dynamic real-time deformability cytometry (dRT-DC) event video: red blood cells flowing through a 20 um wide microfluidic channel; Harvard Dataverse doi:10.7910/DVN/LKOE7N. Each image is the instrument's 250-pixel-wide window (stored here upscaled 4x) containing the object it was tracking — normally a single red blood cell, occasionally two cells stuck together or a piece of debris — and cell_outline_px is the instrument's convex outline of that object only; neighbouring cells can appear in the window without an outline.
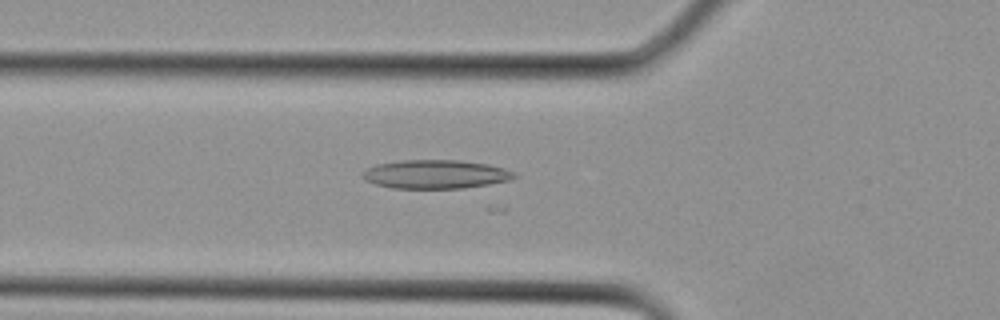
{"species": "Egyptian fruit bat (a non-hibernating species)", "species_latin": "Rousettus aegyptiacus", "temperature_condition": "cold", "stored_images_in_passage": 13, "camera_frame_rate_fps": 3000, "um_per_image_px": 0.085, "animal": {"sex": "female"}, "frame": {"image": 1, "passage_image": 5, "time_ms": 1.333, "image_size_px": [1000, 320], "cell_outline_px": [[520, 176], [508, 180], [488, 184], [464, 188], [392, 188], [376, 184], [364, 180], [364, 168], [376, 164], [404, 160], [456, 160], [488, 164], [504, 168], [516, 172]], "centroid_in_image_um": [37.04, 14.81], "position_along_channel_um": 88.8, "area_um2": 25.37}}